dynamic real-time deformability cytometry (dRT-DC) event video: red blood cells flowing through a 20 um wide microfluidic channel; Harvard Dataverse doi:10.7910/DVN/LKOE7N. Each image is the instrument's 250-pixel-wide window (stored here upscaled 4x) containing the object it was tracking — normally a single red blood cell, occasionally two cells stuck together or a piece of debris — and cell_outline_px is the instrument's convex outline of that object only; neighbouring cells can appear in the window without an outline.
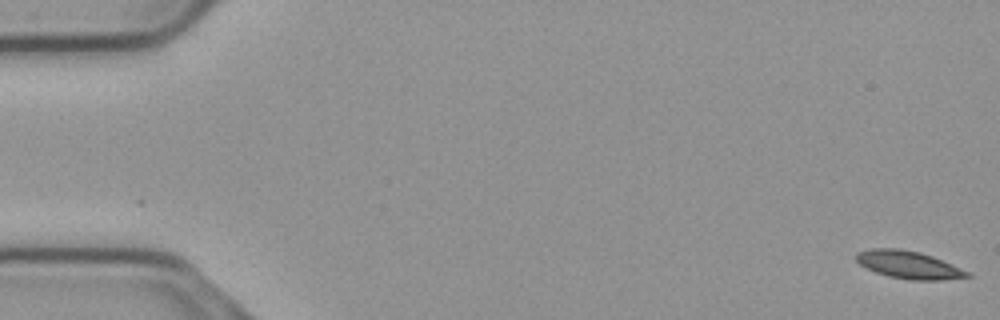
{"species": "common noctule bat (a hibernating species)", "species_latin": "Nyctalus noctula", "temperature_condition": "cold", "stored_images_in_passage": 56, "camera_frame_rate_fps": 3000, "um_per_image_px": 0.085, "animal": {"sex": "male", "body_mass_g": 23.1, "forearm_length_mm": 52.7}, "frame": {"image": 1, "passage_image": 1, "time_ms": 0.0, "image_size_px": [1000, 320], "cell_outline_px": [[972, 276], [944, 280], [908, 280], [888, 276], [876, 272], [860, 264], [856, 260], [856, 252], [872, 248], [900, 248], [920, 252], [932, 256], [972, 272]], "centroid_in_image_um": [77.27, 22.51], "position_along_channel_um": 7.7, "area_um2": 18.03}}
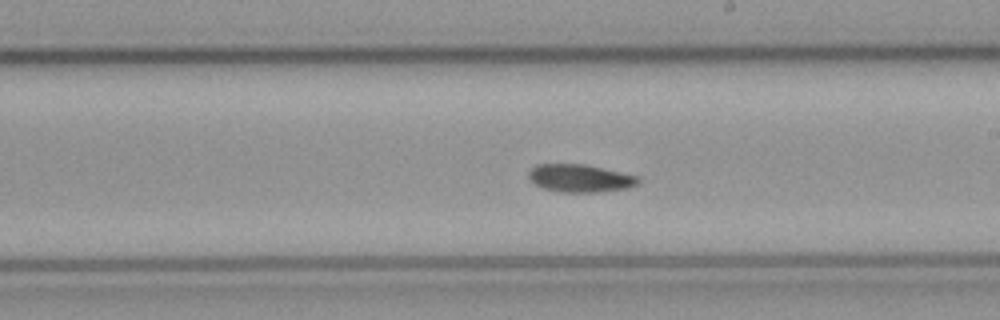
{"frame": {"image": 2, "passage_image": 32, "time_ms": 10.333, "image_size_px": [1000, 320], "cell_outline_px": [[640, 180], [636, 184], [628, 188], [596, 192], [560, 192], [540, 188], [528, 176], [528, 172], [536, 164], [584, 164], [640, 176]], "centroid_in_image_um": [49.3, 15.15], "position_along_channel_um": 239.7, "area_um2": 17.74}}
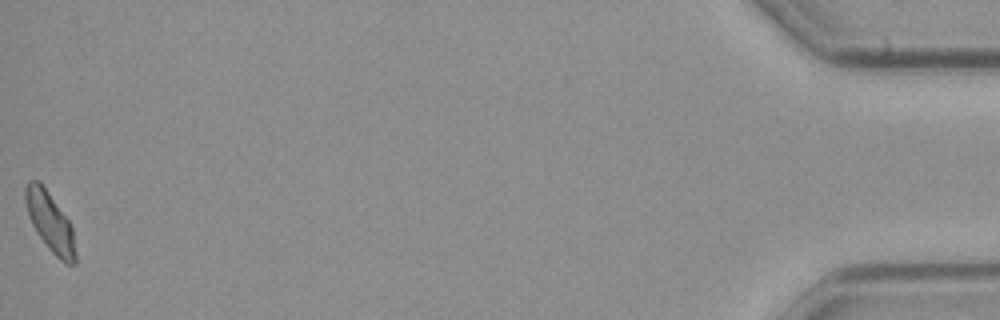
{"frame": {"image": 3, "passage_image": 56, "time_ms": 18.333, "image_size_px": [1000, 320], "cell_outline_px": [[76, 264], [68, 264], [60, 260], [48, 248], [36, 232], [28, 216], [24, 200], [24, 188], [28, 180], [40, 180], [68, 220], [72, 228], [76, 256]], "centroid_in_image_um": [4.22, 18.84], "position_along_channel_um": 431.0, "area_um2": 17.34}}